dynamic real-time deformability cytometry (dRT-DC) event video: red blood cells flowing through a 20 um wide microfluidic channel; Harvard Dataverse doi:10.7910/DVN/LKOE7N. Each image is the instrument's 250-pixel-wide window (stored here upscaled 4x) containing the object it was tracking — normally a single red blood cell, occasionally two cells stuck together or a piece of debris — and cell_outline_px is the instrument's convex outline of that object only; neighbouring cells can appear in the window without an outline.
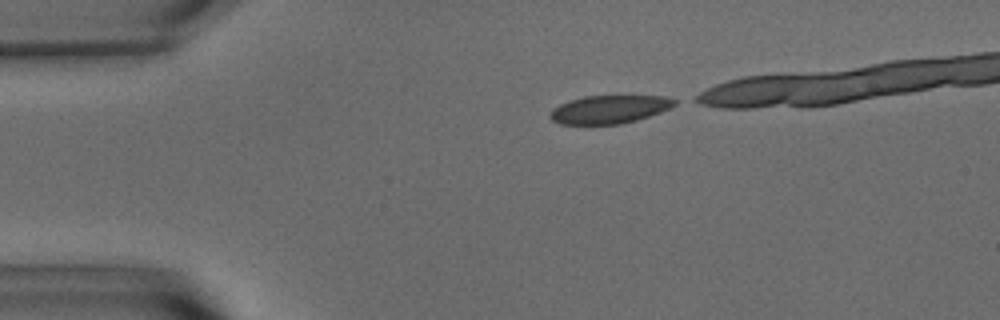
{"species": "common noctule bat (a hibernating species)", "species_latin": "Nyctalus noctula", "temperature_condition": "warm", "stored_images_in_passage": 35, "camera_frame_rate_fps": 3000, "um_per_image_px": 0.085, "animal": {"sex": "male", "body_mass_g": 15.6}, "frame": {"image": 1, "passage_image": 1, "time_ms": 0.0, "image_size_px": [1000, 320], "cell_outline_px": [[676, 104], [660, 112], [636, 120], [620, 124], [560, 124], [552, 120], [548, 116], [552, 108], [560, 104], [584, 96], [664, 96], [676, 100]], "centroid_in_image_um": [51.76, 9.3], "position_along_channel_um": 33.2, "area_um2": 20.23}}
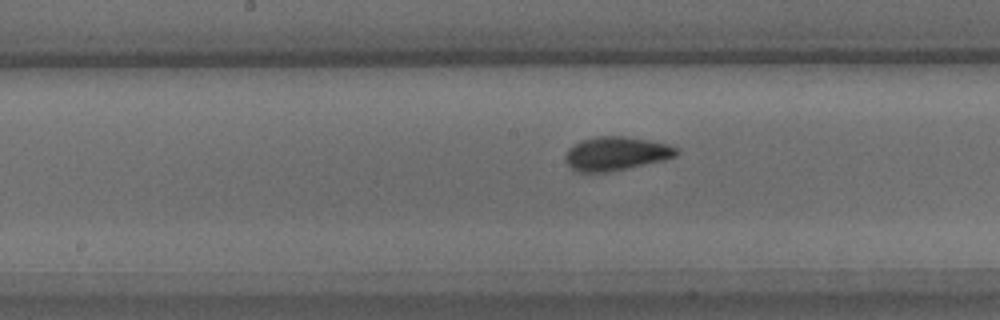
{"frame": {"image": 2, "passage_image": 18, "time_ms": 5.667, "image_size_px": [1000, 320], "cell_outline_px": [[680, 152], [676, 156], [664, 160], [628, 168], [608, 172], [576, 172], [564, 160], [564, 156], [568, 148], [580, 140], [600, 136], [624, 136], [648, 140], [668, 144], [680, 148]], "centroid_in_image_um": [52.37, 13.05], "position_along_channel_um": 195.8, "area_um2": 22.02}}
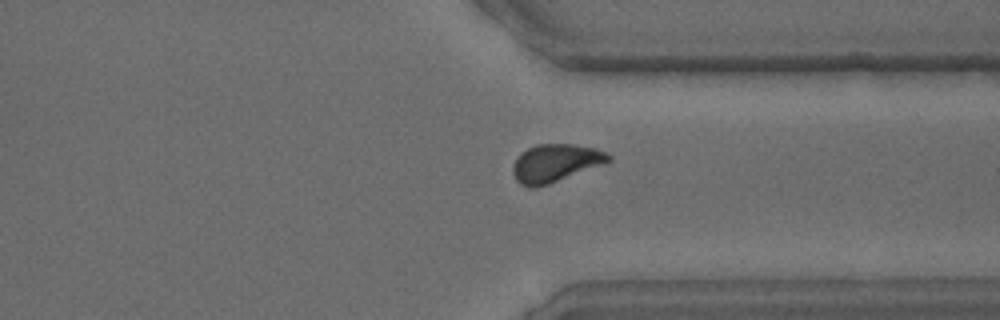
{"frame": {"image": 3, "passage_image": 32, "time_ms": 10.333, "image_size_px": [1000, 320], "cell_outline_px": [[612, 160], [604, 164], [548, 184], [536, 188], [528, 188], [520, 184], [516, 180], [512, 172], [512, 168], [520, 152], [536, 144], [572, 144], [596, 148], [612, 156]], "centroid_in_image_um": [47.19, 13.86], "position_along_channel_um": 364.2, "area_um2": 21.15}}